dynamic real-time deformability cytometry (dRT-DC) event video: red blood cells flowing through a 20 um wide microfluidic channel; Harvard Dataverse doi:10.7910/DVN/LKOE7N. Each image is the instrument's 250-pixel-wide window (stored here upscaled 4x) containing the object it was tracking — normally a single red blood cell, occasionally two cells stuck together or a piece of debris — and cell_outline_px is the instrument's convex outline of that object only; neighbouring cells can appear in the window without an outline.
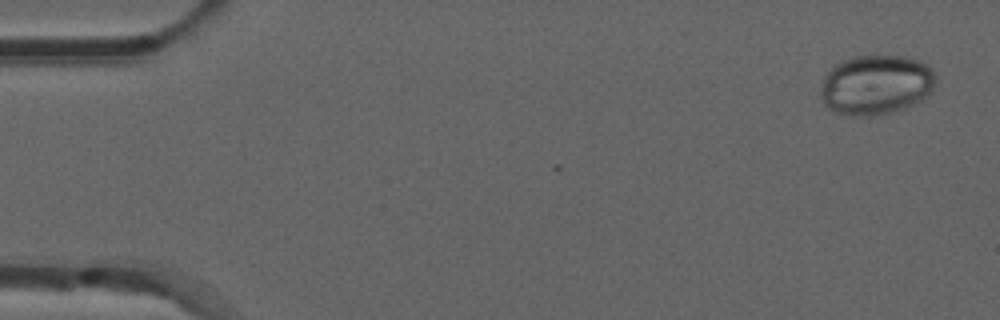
{"species": "common noctule bat (a hibernating species)", "species_latin": "Nyctalus noctula", "temperature_condition": "room temperature", "stored_images_in_passage": 3, "camera_frame_rate_fps": 3000, "um_per_image_px": 0.085, "animal": {"sex": "male", "forearm_length_mm": 52.5}, "frame": {"image": 1, "passage_image": 3, "time_ms": 0.667, "image_size_px": [1000, 320], "cell_outline_px": [[936, 84], [932, 92], [924, 100], [904, 108], [892, 112], [872, 116], [852, 116], [836, 112], [828, 108], [820, 100], [820, 92], [824, 76], [836, 64], [844, 60], [856, 56], [904, 56], [916, 60], [924, 64], [932, 72], [936, 80]], "centroid_in_image_um": [74.45, 7.24], "position_along_channel_um": 10.5, "area_um2": 40.17}}